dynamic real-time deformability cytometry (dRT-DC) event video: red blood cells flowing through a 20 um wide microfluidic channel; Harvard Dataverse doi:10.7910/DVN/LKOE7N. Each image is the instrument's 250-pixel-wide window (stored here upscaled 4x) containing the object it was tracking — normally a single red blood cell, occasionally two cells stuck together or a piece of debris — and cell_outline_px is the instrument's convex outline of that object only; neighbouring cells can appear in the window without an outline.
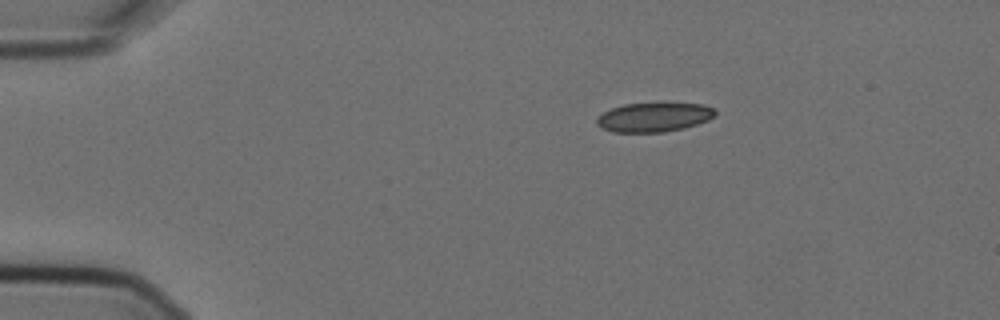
{"species": "Egyptian fruit bat (a non-hibernating species)", "species_latin": "Rousettus aegyptiacus", "temperature_condition": "cold", "stored_images_in_passage": 3, "camera_frame_rate_fps": 3000, "um_per_image_px": 0.085, "animal": {"sex": "female"}, "frame": {"image": 1, "passage_image": 1, "time_ms": 0.0, "image_size_px": [1000, 320], "cell_outline_px": [[716, 116], [708, 120], [684, 128], [664, 132], [612, 132], [600, 128], [596, 124], [596, 120], [604, 112], [612, 108], [624, 104], [704, 104], [716, 108]], "centroid_in_image_um": [55.6, 9.97], "position_along_channel_um": 29.4, "area_um2": 20.06}}